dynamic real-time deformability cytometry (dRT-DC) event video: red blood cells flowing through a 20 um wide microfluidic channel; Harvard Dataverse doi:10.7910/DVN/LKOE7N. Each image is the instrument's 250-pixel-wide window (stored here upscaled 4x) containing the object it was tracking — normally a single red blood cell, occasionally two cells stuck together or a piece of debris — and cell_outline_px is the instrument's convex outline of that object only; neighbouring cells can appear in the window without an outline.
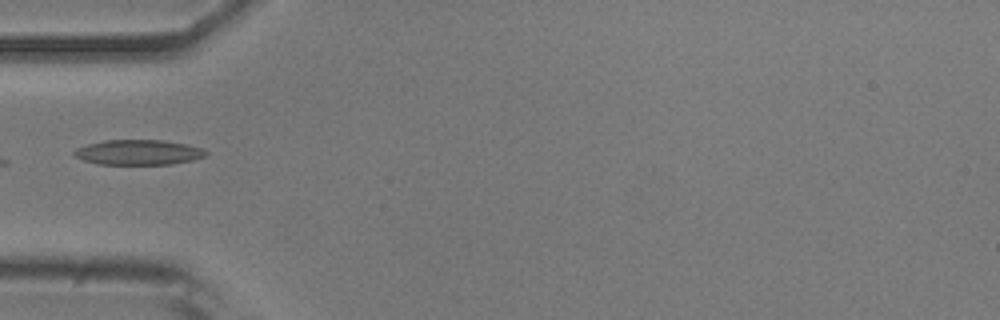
{"species": "common noctule bat (a hibernating species)", "species_latin": "Nyctalus noctula", "temperature_condition": "room temperature", "stored_images_in_passage": 13, "camera_frame_rate_fps": 3000, "um_per_image_px": 0.085, "animal": {"sex": "male", "body_mass_g": 20.5, "forearm_length_mm": 52.5}, "frame": {"image": 1, "passage_image": 1, "time_ms": 0.0, "image_size_px": [1000, 320], "cell_outline_px": [[208, 152], [204, 156], [192, 160], [172, 164], [96, 164], [84, 160], [76, 156], [72, 152], [76, 148], [88, 144], [104, 140], [160, 140], [188, 144], [200, 148]], "centroid_in_image_um": [11.75, 12.94], "position_along_channel_um": 73.3, "area_um2": 19.13}}
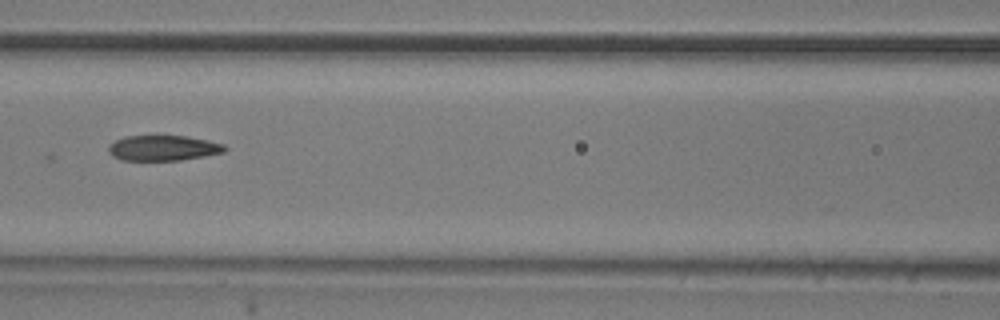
{"frame": {"image": 2, "passage_image": 7, "time_ms": 2.0, "image_size_px": [1000, 320], "cell_outline_px": [[228, 148], [224, 152], [204, 156], [180, 160], [120, 160], [112, 156], [108, 152], [108, 148], [116, 140], [124, 136], [188, 136], [224, 144]], "centroid_in_image_um": [13.87, 12.58], "position_along_channel_um": 152.7, "area_um2": 17.11}}